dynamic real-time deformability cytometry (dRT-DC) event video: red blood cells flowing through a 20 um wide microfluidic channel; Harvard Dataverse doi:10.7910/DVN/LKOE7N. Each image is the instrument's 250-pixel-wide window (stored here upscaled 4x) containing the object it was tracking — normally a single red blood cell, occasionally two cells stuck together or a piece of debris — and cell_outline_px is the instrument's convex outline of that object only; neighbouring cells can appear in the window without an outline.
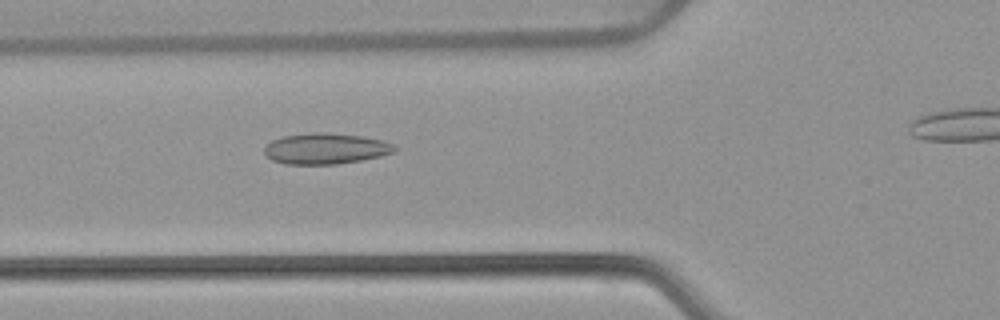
{"species": "common noctule bat (a hibernating species)", "species_latin": "Nyctalus noctula", "temperature_condition": "warm", "stored_images_in_passage": 41, "camera_frame_rate_fps": 3000, "um_per_image_px": 0.085, "animal": {"sex": "female", "body_mass_g": 22.7, "forearm_length_mm": 54.2}, "frame": {"image": 1, "passage_image": 15, "time_ms": 4.667, "image_size_px": [1000, 320], "cell_outline_px": [[400, 148], [396, 152], [380, 156], [360, 160], [336, 164], [284, 164], [272, 160], [264, 152], [264, 148], [272, 140], [284, 136], [308, 132], [324, 132], [364, 136], [384, 140]], "centroid_in_image_um": [27.72, 12.62], "position_along_channel_um": 98.1, "area_um2": 23.64}}
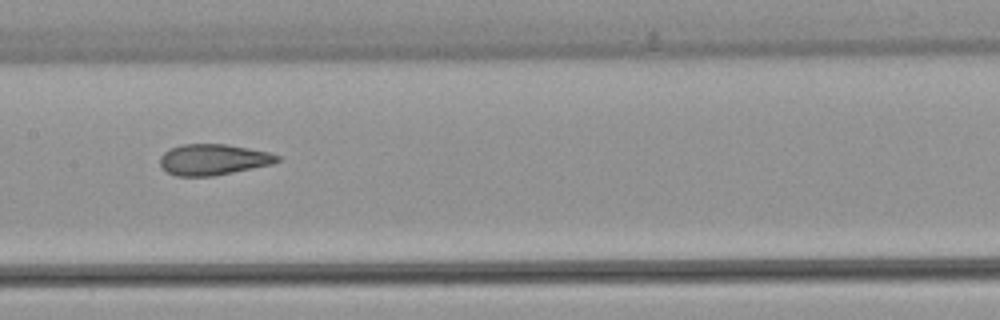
{"frame": {"image": 2, "passage_image": 22, "time_ms": 7.0, "image_size_px": [1000, 320], "cell_outline_px": [[280, 160], [272, 164], [212, 176], [176, 176], [168, 172], [160, 164], [160, 156], [164, 152], [172, 148], [184, 144], [224, 144], [248, 148], [268, 152], [280, 156]], "centroid_in_image_um": [18.12, 13.56], "position_along_channel_um": 189.3, "area_um2": 20.87}}
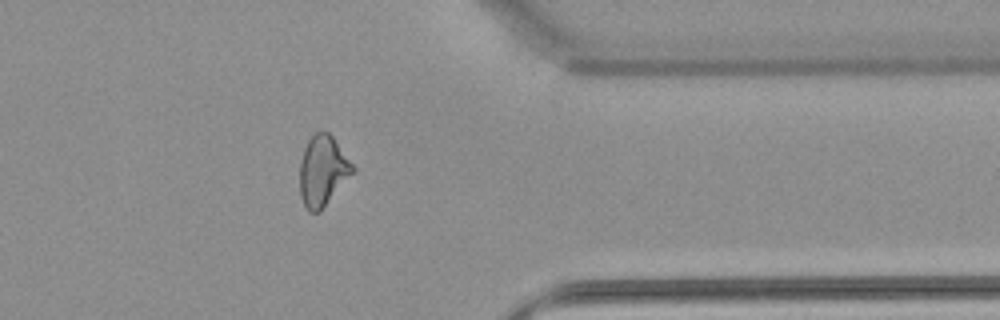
{"frame": {"image": 3, "passage_image": 38, "time_ms": 12.333, "image_size_px": [1000, 320], "cell_outline_px": [[356, 172], [320, 212], [308, 212], [300, 196], [300, 160], [304, 148], [308, 140], [316, 132], [328, 132], [332, 136], [356, 168]], "centroid_in_image_um": [27.45, 14.55], "position_along_channel_um": 383.9, "area_um2": 21.96}}